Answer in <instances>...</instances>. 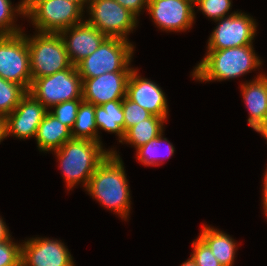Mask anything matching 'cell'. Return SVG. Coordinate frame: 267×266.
I'll use <instances>...</instances> for the list:
<instances>
[{"label":"cell","instance_id":"cell-1","mask_svg":"<svg viewBox=\"0 0 267 266\" xmlns=\"http://www.w3.org/2000/svg\"><path fill=\"white\" fill-rule=\"evenodd\" d=\"M129 187L124 163L116 150L111 148V153L91 176L85 191L102 206L126 220L131 208Z\"/></svg>","mask_w":267,"mask_h":266},{"label":"cell","instance_id":"cell-2","mask_svg":"<svg viewBox=\"0 0 267 266\" xmlns=\"http://www.w3.org/2000/svg\"><path fill=\"white\" fill-rule=\"evenodd\" d=\"M54 153L58 157L60 170L68 190L81 182L86 190L91 176L111 153V150L103 149L102 142L71 139Z\"/></svg>","mask_w":267,"mask_h":266},{"label":"cell","instance_id":"cell-3","mask_svg":"<svg viewBox=\"0 0 267 266\" xmlns=\"http://www.w3.org/2000/svg\"><path fill=\"white\" fill-rule=\"evenodd\" d=\"M262 62L253 45L207 50L194 68L192 78L201 82L234 79L257 69Z\"/></svg>","mask_w":267,"mask_h":266},{"label":"cell","instance_id":"cell-4","mask_svg":"<svg viewBox=\"0 0 267 266\" xmlns=\"http://www.w3.org/2000/svg\"><path fill=\"white\" fill-rule=\"evenodd\" d=\"M83 11L69 0H25V17L41 33H60L82 23Z\"/></svg>","mask_w":267,"mask_h":266},{"label":"cell","instance_id":"cell-5","mask_svg":"<svg viewBox=\"0 0 267 266\" xmlns=\"http://www.w3.org/2000/svg\"><path fill=\"white\" fill-rule=\"evenodd\" d=\"M134 45L120 38H106L91 54L81 60L77 70L81 78H95L110 72H132Z\"/></svg>","mask_w":267,"mask_h":266},{"label":"cell","instance_id":"cell-6","mask_svg":"<svg viewBox=\"0 0 267 266\" xmlns=\"http://www.w3.org/2000/svg\"><path fill=\"white\" fill-rule=\"evenodd\" d=\"M32 81L70 68L71 63L59 33L26 35Z\"/></svg>","mask_w":267,"mask_h":266},{"label":"cell","instance_id":"cell-7","mask_svg":"<svg viewBox=\"0 0 267 266\" xmlns=\"http://www.w3.org/2000/svg\"><path fill=\"white\" fill-rule=\"evenodd\" d=\"M28 92L49 110L65 101L83 99L82 78L72 65L53 75L34 79Z\"/></svg>","mask_w":267,"mask_h":266},{"label":"cell","instance_id":"cell-8","mask_svg":"<svg viewBox=\"0 0 267 266\" xmlns=\"http://www.w3.org/2000/svg\"><path fill=\"white\" fill-rule=\"evenodd\" d=\"M88 5L86 21L108 38L128 41L127 35L138 25L137 17L116 0H89Z\"/></svg>","mask_w":267,"mask_h":266},{"label":"cell","instance_id":"cell-9","mask_svg":"<svg viewBox=\"0 0 267 266\" xmlns=\"http://www.w3.org/2000/svg\"><path fill=\"white\" fill-rule=\"evenodd\" d=\"M0 77L22 85L29 91L32 77L24 31L13 35H0Z\"/></svg>","mask_w":267,"mask_h":266},{"label":"cell","instance_id":"cell-10","mask_svg":"<svg viewBox=\"0 0 267 266\" xmlns=\"http://www.w3.org/2000/svg\"><path fill=\"white\" fill-rule=\"evenodd\" d=\"M218 25L208 39L207 50L253 45L257 23L253 17L243 12H232L230 16L215 20Z\"/></svg>","mask_w":267,"mask_h":266},{"label":"cell","instance_id":"cell-11","mask_svg":"<svg viewBox=\"0 0 267 266\" xmlns=\"http://www.w3.org/2000/svg\"><path fill=\"white\" fill-rule=\"evenodd\" d=\"M74 263L61 240L35 237L21 244V266H75Z\"/></svg>","mask_w":267,"mask_h":266},{"label":"cell","instance_id":"cell-12","mask_svg":"<svg viewBox=\"0 0 267 266\" xmlns=\"http://www.w3.org/2000/svg\"><path fill=\"white\" fill-rule=\"evenodd\" d=\"M194 3L188 0H149L147 10L163 31H186L195 23Z\"/></svg>","mask_w":267,"mask_h":266},{"label":"cell","instance_id":"cell-13","mask_svg":"<svg viewBox=\"0 0 267 266\" xmlns=\"http://www.w3.org/2000/svg\"><path fill=\"white\" fill-rule=\"evenodd\" d=\"M131 72H107L95 78H82L83 101L95 106L123 100Z\"/></svg>","mask_w":267,"mask_h":266},{"label":"cell","instance_id":"cell-14","mask_svg":"<svg viewBox=\"0 0 267 266\" xmlns=\"http://www.w3.org/2000/svg\"><path fill=\"white\" fill-rule=\"evenodd\" d=\"M48 111L39 100L27 92L16 108L6 116L7 136L23 140L35 137L38 126Z\"/></svg>","mask_w":267,"mask_h":266},{"label":"cell","instance_id":"cell-15","mask_svg":"<svg viewBox=\"0 0 267 266\" xmlns=\"http://www.w3.org/2000/svg\"><path fill=\"white\" fill-rule=\"evenodd\" d=\"M126 97L153 116L167 119L168 102L165 93L159 85L141 77L134 68L127 83Z\"/></svg>","mask_w":267,"mask_h":266},{"label":"cell","instance_id":"cell-16","mask_svg":"<svg viewBox=\"0 0 267 266\" xmlns=\"http://www.w3.org/2000/svg\"><path fill=\"white\" fill-rule=\"evenodd\" d=\"M69 59L73 65H77L88 55H91L107 38L97 28L86 20L61 31Z\"/></svg>","mask_w":267,"mask_h":266},{"label":"cell","instance_id":"cell-17","mask_svg":"<svg viewBox=\"0 0 267 266\" xmlns=\"http://www.w3.org/2000/svg\"><path fill=\"white\" fill-rule=\"evenodd\" d=\"M246 82L241 84V95L249 111L248 124L254 130L267 117V76L262 73Z\"/></svg>","mask_w":267,"mask_h":266},{"label":"cell","instance_id":"cell-18","mask_svg":"<svg viewBox=\"0 0 267 266\" xmlns=\"http://www.w3.org/2000/svg\"><path fill=\"white\" fill-rule=\"evenodd\" d=\"M40 151L58 150L66 141L73 139L71 129L62 124L49 111L38 126L35 136Z\"/></svg>","mask_w":267,"mask_h":266},{"label":"cell","instance_id":"cell-19","mask_svg":"<svg viewBox=\"0 0 267 266\" xmlns=\"http://www.w3.org/2000/svg\"><path fill=\"white\" fill-rule=\"evenodd\" d=\"M199 237L209 246L222 266H233L236 241L227 233L203 224Z\"/></svg>","mask_w":267,"mask_h":266},{"label":"cell","instance_id":"cell-20","mask_svg":"<svg viewBox=\"0 0 267 266\" xmlns=\"http://www.w3.org/2000/svg\"><path fill=\"white\" fill-rule=\"evenodd\" d=\"M95 121L98 129L116 134L121 142L125 135L122 100L95 106Z\"/></svg>","mask_w":267,"mask_h":266},{"label":"cell","instance_id":"cell-21","mask_svg":"<svg viewBox=\"0 0 267 266\" xmlns=\"http://www.w3.org/2000/svg\"><path fill=\"white\" fill-rule=\"evenodd\" d=\"M165 121V118L152 115L150 118L142 120V122L127 129L120 143L126 142V144L133 145L137 149L157 138L164 131L163 123Z\"/></svg>","mask_w":267,"mask_h":266},{"label":"cell","instance_id":"cell-22","mask_svg":"<svg viewBox=\"0 0 267 266\" xmlns=\"http://www.w3.org/2000/svg\"><path fill=\"white\" fill-rule=\"evenodd\" d=\"M73 139H89L101 142L95 121V105L82 101L71 129Z\"/></svg>","mask_w":267,"mask_h":266},{"label":"cell","instance_id":"cell-23","mask_svg":"<svg viewBox=\"0 0 267 266\" xmlns=\"http://www.w3.org/2000/svg\"><path fill=\"white\" fill-rule=\"evenodd\" d=\"M163 133L162 132L157 138L150 140L148 143H146L145 145L139 147L136 149V156H137V160L139 162H141L143 165L145 166H158L162 163V159L164 158V156H161V148L164 147L162 144H166V151L167 152L165 155L166 159L170 158L174 152H175V148L172 145V143H170L168 141V139L163 137ZM164 154V153H163ZM160 160V161H159Z\"/></svg>","mask_w":267,"mask_h":266},{"label":"cell","instance_id":"cell-24","mask_svg":"<svg viewBox=\"0 0 267 266\" xmlns=\"http://www.w3.org/2000/svg\"><path fill=\"white\" fill-rule=\"evenodd\" d=\"M16 7V8H15ZM12 6L11 0H0V35H13L23 30L15 24L16 13L25 17V0L18 6Z\"/></svg>","mask_w":267,"mask_h":266},{"label":"cell","instance_id":"cell-25","mask_svg":"<svg viewBox=\"0 0 267 266\" xmlns=\"http://www.w3.org/2000/svg\"><path fill=\"white\" fill-rule=\"evenodd\" d=\"M27 92L22 85L0 77V115L8 116Z\"/></svg>","mask_w":267,"mask_h":266},{"label":"cell","instance_id":"cell-26","mask_svg":"<svg viewBox=\"0 0 267 266\" xmlns=\"http://www.w3.org/2000/svg\"><path fill=\"white\" fill-rule=\"evenodd\" d=\"M197 8L213 21L227 17L232 7V0H196ZM226 15V16H225Z\"/></svg>","mask_w":267,"mask_h":266},{"label":"cell","instance_id":"cell-27","mask_svg":"<svg viewBox=\"0 0 267 266\" xmlns=\"http://www.w3.org/2000/svg\"><path fill=\"white\" fill-rule=\"evenodd\" d=\"M83 99H73L69 101L62 102L60 104L54 105L51 111L62 124L68 126L70 129L74 126L78 108Z\"/></svg>","mask_w":267,"mask_h":266},{"label":"cell","instance_id":"cell-28","mask_svg":"<svg viewBox=\"0 0 267 266\" xmlns=\"http://www.w3.org/2000/svg\"><path fill=\"white\" fill-rule=\"evenodd\" d=\"M122 110L124 113V131L152 116L147 110L127 97L122 100Z\"/></svg>","mask_w":267,"mask_h":266},{"label":"cell","instance_id":"cell-29","mask_svg":"<svg viewBox=\"0 0 267 266\" xmlns=\"http://www.w3.org/2000/svg\"><path fill=\"white\" fill-rule=\"evenodd\" d=\"M192 247L193 252L190 257L197 266H222L200 237L193 241Z\"/></svg>","mask_w":267,"mask_h":266},{"label":"cell","instance_id":"cell-30","mask_svg":"<svg viewBox=\"0 0 267 266\" xmlns=\"http://www.w3.org/2000/svg\"><path fill=\"white\" fill-rule=\"evenodd\" d=\"M11 239L0 242V266H21V244Z\"/></svg>","mask_w":267,"mask_h":266},{"label":"cell","instance_id":"cell-31","mask_svg":"<svg viewBox=\"0 0 267 266\" xmlns=\"http://www.w3.org/2000/svg\"><path fill=\"white\" fill-rule=\"evenodd\" d=\"M124 8L128 9L137 18L141 13L142 9H147L149 0H116Z\"/></svg>","mask_w":267,"mask_h":266},{"label":"cell","instance_id":"cell-32","mask_svg":"<svg viewBox=\"0 0 267 266\" xmlns=\"http://www.w3.org/2000/svg\"><path fill=\"white\" fill-rule=\"evenodd\" d=\"M11 238V234L9 233V229L6 226L4 220L0 216V242L7 241Z\"/></svg>","mask_w":267,"mask_h":266},{"label":"cell","instance_id":"cell-33","mask_svg":"<svg viewBox=\"0 0 267 266\" xmlns=\"http://www.w3.org/2000/svg\"><path fill=\"white\" fill-rule=\"evenodd\" d=\"M265 175L263 178V194H262V204H263V209H264V214L266 215L267 218V168L265 169Z\"/></svg>","mask_w":267,"mask_h":266},{"label":"cell","instance_id":"cell-34","mask_svg":"<svg viewBox=\"0 0 267 266\" xmlns=\"http://www.w3.org/2000/svg\"><path fill=\"white\" fill-rule=\"evenodd\" d=\"M7 136V119L5 116L0 115V142Z\"/></svg>","mask_w":267,"mask_h":266},{"label":"cell","instance_id":"cell-35","mask_svg":"<svg viewBox=\"0 0 267 266\" xmlns=\"http://www.w3.org/2000/svg\"><path fill=\"white\" fill-rule=\"evenodd\" d=\"M254 130L267 140V117Z\"/></svg>","mask_w":267,"mask_h":266},{"label":"cell","instance_id":"cell-36","mask_svg":"<svg viewBox=\"0 0 267 266\" xmlns=\"http://www.w3.org/2000/svg\"><path fill=\"white\" fill-rule=\"evenodd\" d=\"M78 3L83 9L88 6L89 0H69ZM87 5V6H86Z\"/></svg>","mask_w":267,"mask_h":266},{"label":"cell","instance_id":"cell-37","mask_svg":"<svg viewBox=\"0 0 267 266\" xmlns=\"http://www.w3.org/2000/svg\"><path fill=\"white\" fill-rule=\"evenodd\" d=\"M180 266H197V265L194 263V261L190 257L189 259H187V261L182 263Z\"/></svg>","mask_w":267,"mask_h":266},{"label":"cell","instance_id":"cell-38","mask_svg":"<svg viewBox=\"0 0 267 266\" xmlns=\"http://www.w3.org/2000/svg\"><path fill=\"white\" fill-rule=\"evenodd\" d=\"M188 1H190V2H192V3H194V4H195V2H196V0H188Z\"/></svg>","mask_w":267,"mask_h":266}]
</instances>
